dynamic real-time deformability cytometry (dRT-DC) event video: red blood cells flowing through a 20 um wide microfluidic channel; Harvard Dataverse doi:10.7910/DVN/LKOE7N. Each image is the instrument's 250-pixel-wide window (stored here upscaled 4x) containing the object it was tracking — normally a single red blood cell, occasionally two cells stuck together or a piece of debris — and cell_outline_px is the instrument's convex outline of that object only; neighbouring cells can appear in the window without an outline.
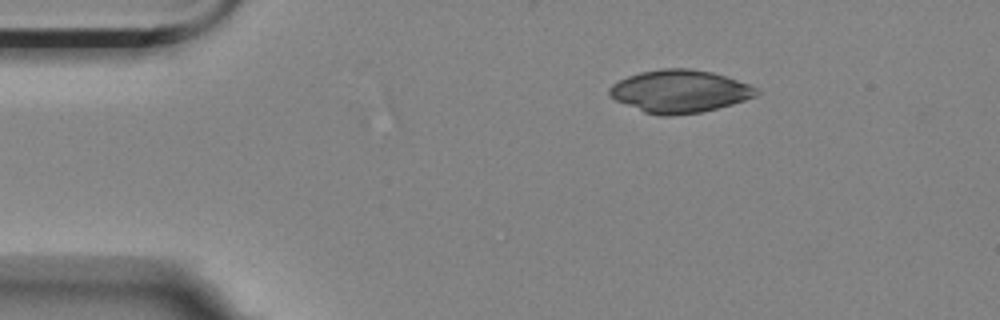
{"species": "Egyptian fruit bat (a non-hibernating species)", "species_latin": "Rousettus aegyptiacus", "temperature_condition": "room temperature", "stored_images_in_passage": 3, "segment_of_instrument_passage": [1, 2], "camera_frame_rate_fps": 3000, "um_per_image_px": 0.085, "animal": {"sex": "female"}, "frame": {"image": 1, "passage_image": 1, "time_ms": 0.0, "image_size_px": [1000, 320], "cell_outline_px": [[760, 92], [756, 96], [732, 104], [700, 112], [672, 116], [660, 116], [644, 112], [616, 100], [608, 96], [608, 88], [612, 84], [628, 76], [640, 72], [660, 68], [692, 68], [712, 72], [748, 84], [756, 88]], "centroid_in_image_um": [57.74, 7.76], "position_along_channel_um": 27.3, "area_um2": 36.47}}